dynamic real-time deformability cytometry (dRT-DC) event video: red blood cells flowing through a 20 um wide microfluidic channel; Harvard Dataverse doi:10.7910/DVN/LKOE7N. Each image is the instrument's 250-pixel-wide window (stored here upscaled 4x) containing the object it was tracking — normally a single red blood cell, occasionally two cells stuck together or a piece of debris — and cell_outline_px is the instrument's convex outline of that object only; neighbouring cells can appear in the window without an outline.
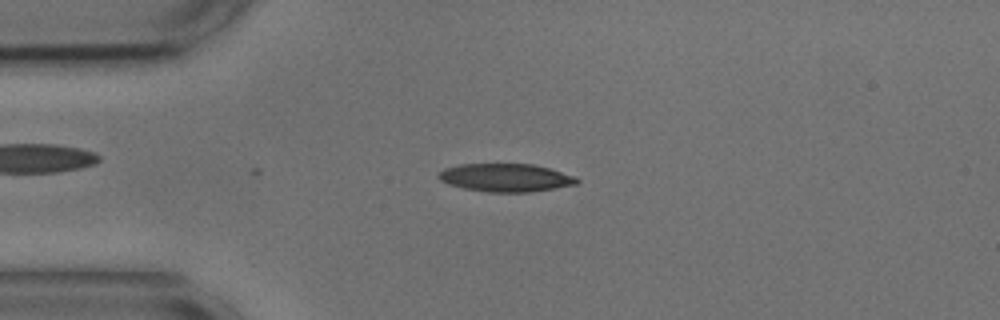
{"species": "common noctule bat (a hibernating species)", "species_latin": "Nyctalus noctula", "temperature_condition": "cold", "stored_images_in_passage": 7, "camera_frame_rate_fps": 3000, "um_per_image_px": 0.085, "animal": {"sex": "male", "body_mass_g": 17.9, "forearm_length_mm": 54.2}, "frame": {"image": 1, "passage_image": 7, "time_ms": 2.0, "image_size_px": [1000, 320], "cell_outline_px": [[580, 180], [576, 184], [528, 192], [488, 192], [464, 188], [448, 184], [440, 180], [436, 176], [444, 168], [460, 164], [532, 164], [548, 168], [576, 176]], "centroid_in_image_um": [42.95, 15.09], "position_along_channel_um": 42.0, "area_um2": 22.48}}